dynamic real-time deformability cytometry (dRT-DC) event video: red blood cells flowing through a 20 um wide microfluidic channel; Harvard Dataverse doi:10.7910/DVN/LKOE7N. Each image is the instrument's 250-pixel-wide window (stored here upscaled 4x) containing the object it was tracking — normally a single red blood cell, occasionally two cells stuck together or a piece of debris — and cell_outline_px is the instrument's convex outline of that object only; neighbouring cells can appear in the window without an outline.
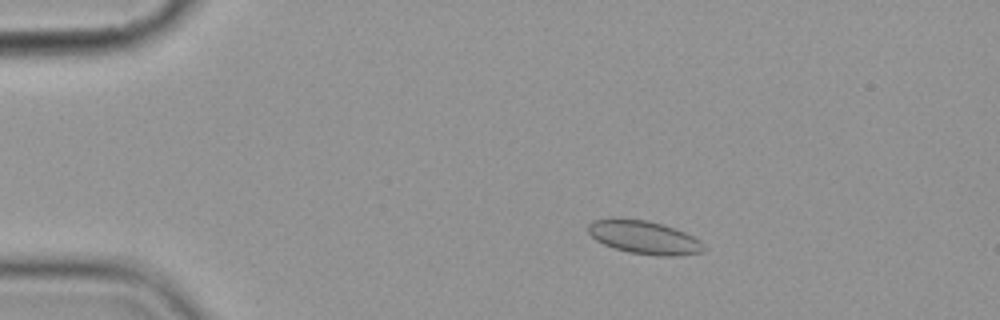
{"species": "common noctule bat (a hibernating species)", "species_latin": "Nyctalus noctula", "temperature_condition": "cold", "stored_images_in_passage": 6, "camera_frame_rate_fps": 3000, "um_per_image_px": 0.085, "animal": {"sex": "female", "body_mass_g": 19.9}, "frame": {"image": 1, "passage_image": 3, "time_ms": 2.333, "image_size_px": [1000, 320], "cell_outline_px": [[704, 252], [680, 256], [656, 256], [628, 252], [604, 244], [596, 240], [588, 232], [588, 224], [592, 220], [612, 216], [620, 216], [648, 220], [664, 224], [684, 232], [700, 240], [704, 244]], "centroid_in_image_um": [54.72, 20.14], "position_along_channel_um": 30.3, "area_um2": 23.06}}
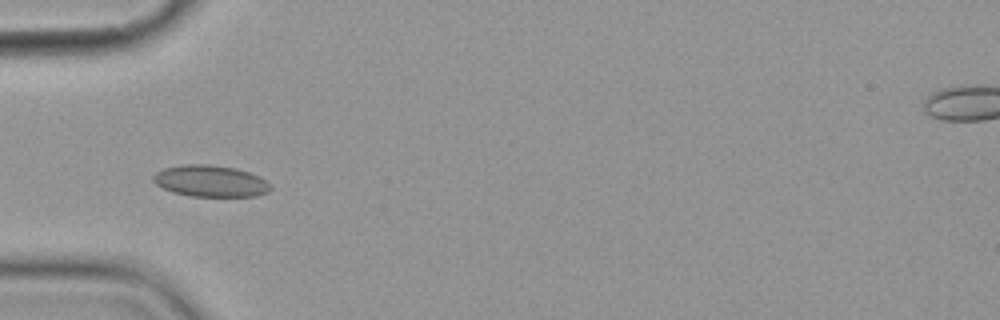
{"frame": {"image": 2, "passage_image": 5, "time_ms": 5.0, "image_size_px": [1000, 320], "cell_outline_px": [[272, 188], [268, 192], [256, 196], [188, 196], [172, 192], [156, 184], [152, 180], [152, 176], [156, 172], [164, 168], [184, 164], [208, 164], [236, 168], [260, 176]], "centroid_in_image_um": [17.87, 15.39], "position_along_channel_um": 67.1, "area_um2": 21.56}}
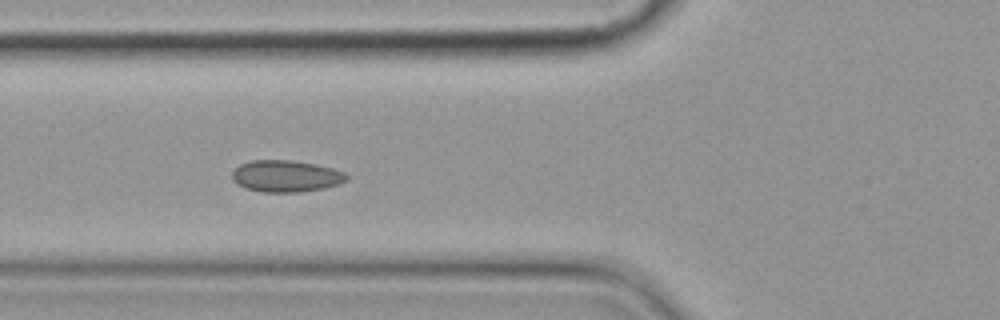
{"frame": {"image": 3, "passage_image": 6, "time_ms": 6.0, "image_size_px": [1000, 320], "cell_outline_px": [[348, 180], [324, 188], [300, 192], [260, 192], [244, 188], [236, 184], [232, 180], [232, 172], [240, 164], [252, 160], [292, 160], [316, 164], [332, 168], [344, 172], [348, 176]], "centroid_in_image_um": [24.27, 14.97], "position_along_channel_um": 101.5, "area_um2": 21.27}}